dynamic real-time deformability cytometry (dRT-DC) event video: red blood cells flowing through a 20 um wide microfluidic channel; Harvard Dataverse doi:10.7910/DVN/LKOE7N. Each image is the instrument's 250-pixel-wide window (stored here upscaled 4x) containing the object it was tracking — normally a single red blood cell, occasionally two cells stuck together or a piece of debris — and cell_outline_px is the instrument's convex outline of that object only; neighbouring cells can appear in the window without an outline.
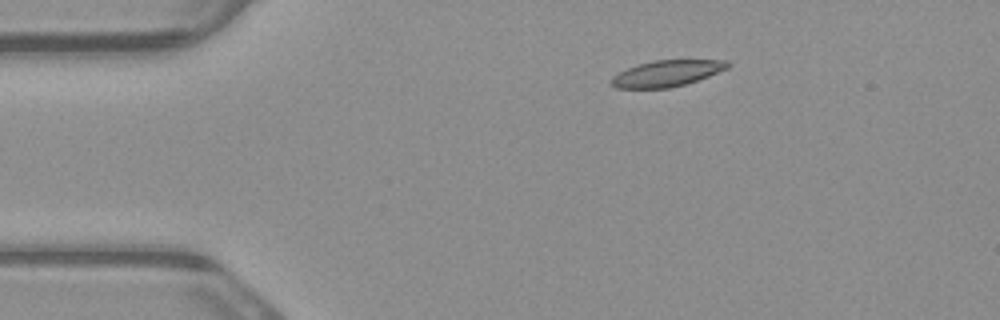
{"species": "common noctule bat (a hibernating species)", "species_latin": "Nyctalus noctula", "temperature_condition": "warm", "stored_images_in_passage": 2, "camera_frame_rate_fps": 3000, "um_per_image_px": 0.085, "animal": {"sex": "male", "body_mass_g": 23.1, "forearm_length_mm": 52.7}, "frame": {"image": 1, "passage_image": 1, "time_ms": 0.0, "image_size_px": [1000, 320], "cell_outline_px": [[732, 64], [728, 68], [708, 76], [684, 84], [668, 88], [616, 88], [608, 84], [608, 80], [612, 76], [636, 64], [652, 60], [728, 60]], "centroid_in_image_um": [56.63, 6.23], "position_along_channel_um": 28.4, "area_um2": 17.86}}